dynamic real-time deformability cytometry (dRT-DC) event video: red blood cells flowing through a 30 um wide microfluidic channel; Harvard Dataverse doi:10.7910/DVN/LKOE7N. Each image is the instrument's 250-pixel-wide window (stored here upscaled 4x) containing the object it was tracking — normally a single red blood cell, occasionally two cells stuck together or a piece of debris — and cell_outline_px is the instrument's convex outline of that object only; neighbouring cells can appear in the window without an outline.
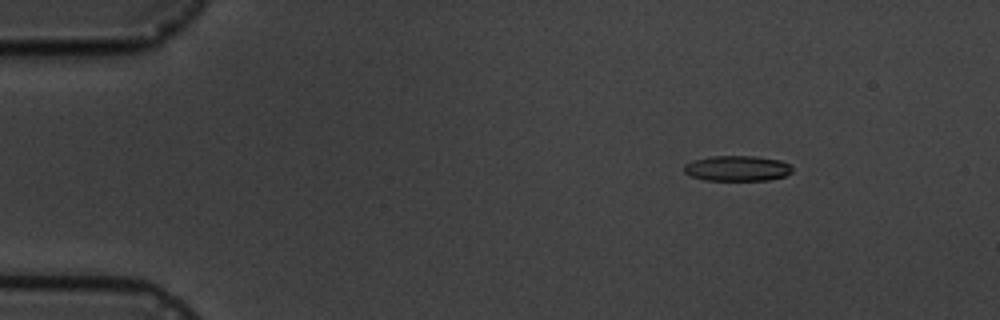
{"species": "common noctule bat (a hibernating species)", "species_latin": "Nyctalus noctula", "temperature_condition": "cold", "stored_images_in_passage": 8, "camera_frame_rate_fps": 3000, "um_per_image_px": 0.085, "animal": {"sex": "male", "body_mass_g": 19.5, "forearm_length_mm": 54.6}, "frame": {"image": 1, "passage_image": 3, "time_ms": 2.333, "image_size_px": [1000, 320], "cell_outline_px": [[792, 172], [784, 176], [768, 180], [704, 180], [692, 176], [684, 172], [684, 164], [692, 160], [712, 156], [756, 156], [780, 160], [788, 164], [792, 168]], "centroid_in_image_um": [62.64, 14.3], "position_along_channel_um": 22.4, "area_um2": 16.01}}
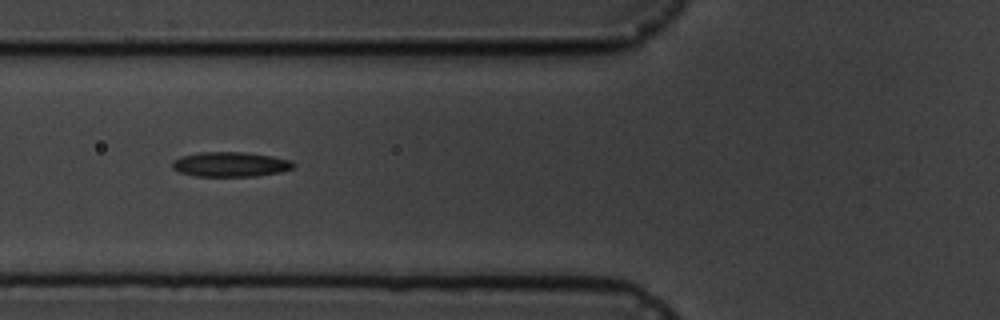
{"frame": {"image": 2, "passage_image": 7, "time_ms": 7.0, "image_size_px": [1000, 320], "cell_outline_px": [[292, 168], [280, 172], [256, 176], [196, 176], [180, 172], [172, 168], [172, 160], [180, 156], [200, 152], [244, 152], [272, 156], [292, 160]], "centroid_in_image_um": [19.54, 13.96], "position_along_channel_um": 106.3, "area_um2": 17.46}}
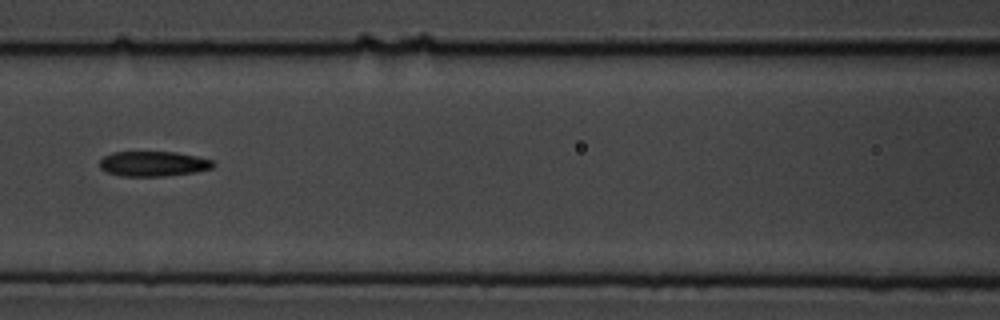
{"frame": {"image": 3, "passage_image": 8, "time_ms": 8.333, "image_size_px": [1000, 320], "cell_outline_px": [[216, 164], [212, 168], [196, 172], [164, 176], [120, 176], [104, 172], [100, 168], [100, 160], [104, 156], [112, 152], [176, 152], [196, 156], [212, 160]], "centroid_in_image_um": [13.01, 13.92], "position_along_channel_um": 153.6, "area_um2": 16.7}}